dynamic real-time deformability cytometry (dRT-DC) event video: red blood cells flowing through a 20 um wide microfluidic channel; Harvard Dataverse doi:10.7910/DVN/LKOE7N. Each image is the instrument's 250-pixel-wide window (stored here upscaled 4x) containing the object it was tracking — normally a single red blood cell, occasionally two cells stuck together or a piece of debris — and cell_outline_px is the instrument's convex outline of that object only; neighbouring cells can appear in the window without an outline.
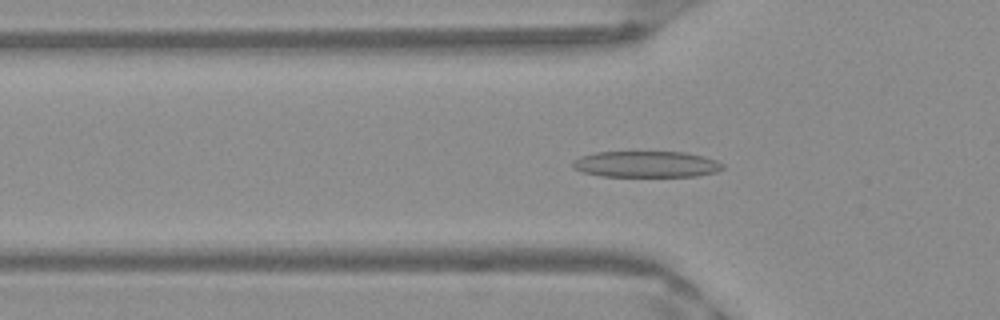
{"species": "Egyptian fruit bat (a non-hibernating species)", "species_latin": "Rousettus aegyptiacus", "temperature_condition": "warm", "stored_images_in_passage": 52, "camera_frame_rate_fps": 3000, "um_per_image_px": 0.085, "frame": {"image": 1, "passage_image": 17, "time_ms": 5.333, "image_size_px": [1000, 320], "cell_outline_px": [[724, 168], [716, 172], [696, 176], [600, 176], [580, 172], [572, 168], [572, 160], [580, 156], [596, 152], [688, 152], [704, 156], [716, 160], [724, 164]], "centroid_in_image_um": [54.91, 13.96], "position_along_channel_um": 70.9, "area_um2": 23.18}}
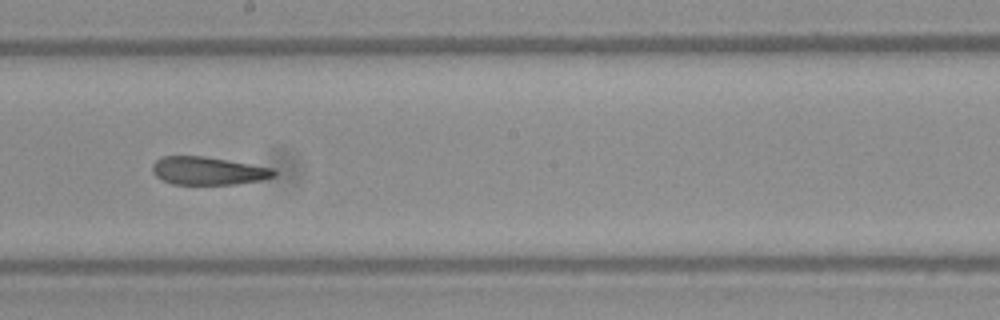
{"frame": {"image": 2, "passage_image": 29, "time_ms": 9.333, "image_size_px": [1000, 320], "cell_outline_px": [[276, 176], [260, 180], [236, 184], [172, 184], [160, 180], [152, 172], [152, 164], [156, 160], [164, 156], [204, 156], [276, 168]], "centroid_in_image_um": [17.69, 14.52], "position_along_channel_um": 230.5, "area_um2": 20.0}}
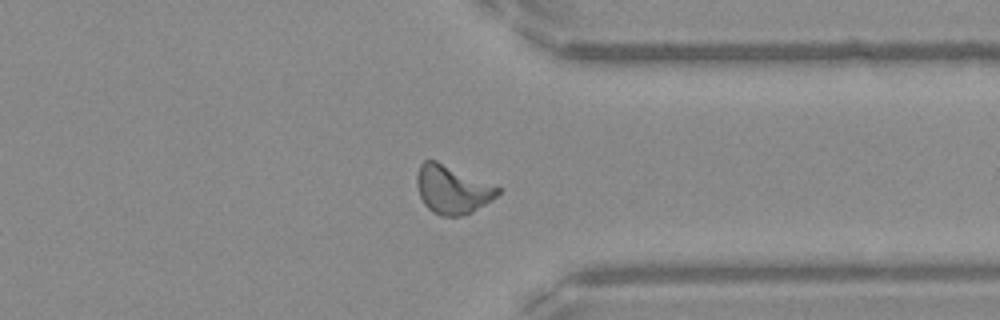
{"frame": {"image": 3, "passage_image": 40, "time_ms": 13.0, "image_size_px": [1000, 320], "cell_outline_px": [[500, 192], [492, 200], [472, 212], [460, 216], [440, 216], [432, 212], [424, 204], [420, 196], [416, 184], [416, 176], [420, 164], [424, 160], [436, 160], [500, 188]], "centroid_in_image_um": [38.4, 16.12], "position_along_channel_um": 373.0, "area_um2": 22.6}, "authors_computed_cell_mechanics": {"area_um2": 21.8484, "velocity_mm_per_s": 3.9604, "shape_relaxation_time_tau1_ms": 6.4108, "shape_relaxation_time_tau2_ms": 2.4756, "deformation_change_tau1": 0.1952, "deformation_change_tau2": 0.1178}}